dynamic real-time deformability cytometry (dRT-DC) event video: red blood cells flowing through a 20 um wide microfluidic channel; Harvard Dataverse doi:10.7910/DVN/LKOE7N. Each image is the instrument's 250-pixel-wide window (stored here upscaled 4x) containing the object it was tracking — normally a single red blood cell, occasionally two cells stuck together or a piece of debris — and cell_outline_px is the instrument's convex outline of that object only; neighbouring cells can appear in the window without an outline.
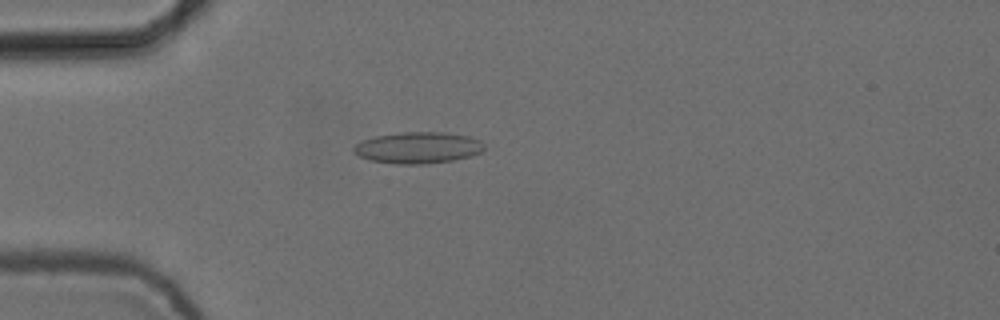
{"species": "common noctule bat (a hibernating species)", "species_latin": "Nyctalus noctula", "temperature_condition": "cold", "stored_images_in_passage": 4, "camera_frame_rate_fps": 3000, "um_per_image_px": 0.085, "animal": {"sex": "female", "body_mass_g": 24.6, "forearm_length_mm": 56.2}, "frame": {"image": 1, "passage_image": 4, "time_ms": 1.0, "image_size_px": [1000, 320], "cell_outline_px": [[484, 148], [480, 152], [472, 156], [452, 160], [428, 164], [392, 164], [372, 160], [360, 156], [352, 152], [352, 148], [356, 144], [364, 140], [376, 136], [400, 132], [444, 132], [468, 136], [480, 140], [484, 144]], "centroid_in_image_um": [35.53, 12.56], "position_along_channel_um": 49.5, "area_um2": 23.93}}